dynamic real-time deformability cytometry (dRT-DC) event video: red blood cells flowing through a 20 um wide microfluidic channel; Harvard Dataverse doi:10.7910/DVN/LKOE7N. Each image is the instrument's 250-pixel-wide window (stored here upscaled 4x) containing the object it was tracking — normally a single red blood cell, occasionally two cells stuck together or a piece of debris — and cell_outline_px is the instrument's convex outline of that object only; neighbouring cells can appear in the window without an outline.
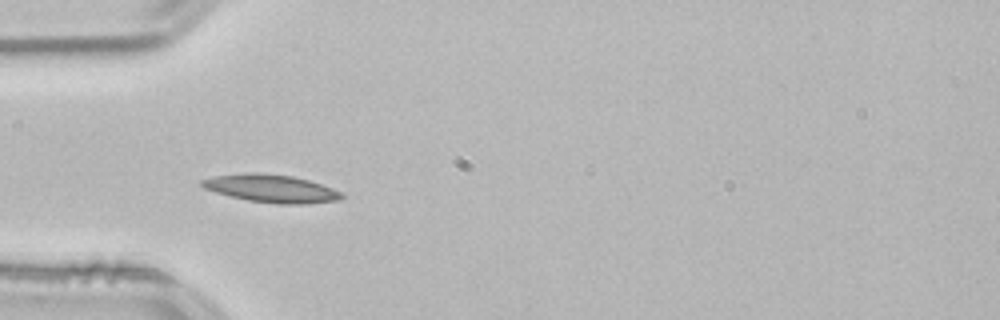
{"species": "common noctule bat (a hibernating species)", "species_latin": "Nyctalus noctula", "temperature_condition": "room temperature", "stored_images_in_passage": 44, "camera_frame_rate_fps": 3000, "um_per_image_px": 0.085, "animal": {"sex": "male", "body_mass_g": 21.5, "forearm_length_mm": 52.0}, "frame": {"image": 1, "passage_image": 7, "time_ms": 2.0, "image_size_px": [1000, 320], "cell_outline_px": [[344, 196], [340, 200], [308, 204], [280, 204], [248, 200], [216, 192], [204, 188], [200, 184], [200, 180], [212, 176], [244, 172], [256, 172], [292, 176], [308, 180], [332, 188], [340, 192]], "centroid_in_image_um": [23.04, 16.01], "position_along_channel_um": 62.0, "area_um2": 22.66}, "authors_computed_cell_mechanics": {"area_um2": 20.2589, "velocity_mm_per_s": 3.7986, "shape_relaxation_time_tau1_ms": 3.4229, "shape_relaxation_time_tau2_ms": 8.4001, "deformation_change_tau1": 0.109, "deformation_change_tau2": 0.1481}}